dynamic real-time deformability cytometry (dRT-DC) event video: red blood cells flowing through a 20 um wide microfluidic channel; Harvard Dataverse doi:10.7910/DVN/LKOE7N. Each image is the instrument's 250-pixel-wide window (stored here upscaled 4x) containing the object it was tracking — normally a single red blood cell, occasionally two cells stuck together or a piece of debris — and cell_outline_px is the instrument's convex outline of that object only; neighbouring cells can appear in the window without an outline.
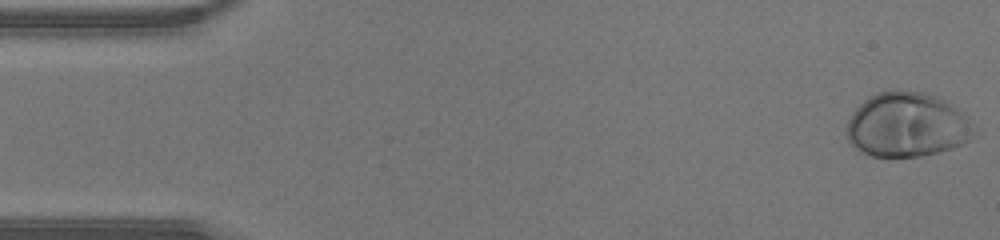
{"species": "human", "species_latin": "Homo sapiens", "temperature_condition": "warm", "stored_images_in_passage": 45, "camera_frame_rate_fps": 3000, "um_per_image_px": 0.085, "donor": {"sex": "male"}, "frame": {"image": 1, "passage_image": 1, "time_ms": 0.0, "image_size_px": [1000, 240], "cell_outline_px": [[972, 136], [964, 144], [952, 148], [924, 156], [872, 156], [860, 152], [848, 140], [848, 120], [852, 112], [864, 100], [880, 92], [924, 92], [936, 96], [944, 100], [968, 116]], "centroid_in_image_um": [77.08, 10.64], "position_along_channel_um": 7.9, "area_um2": 47.05}}
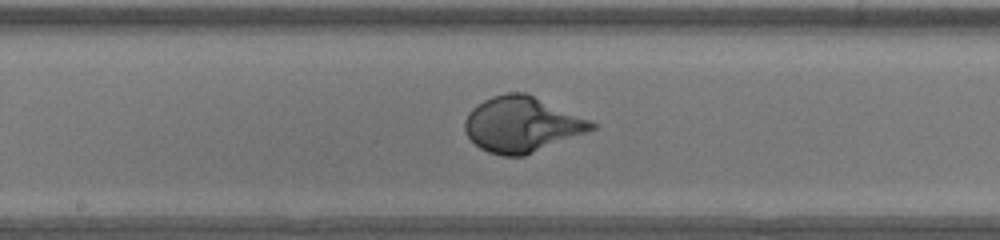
{"frame": {"image": 2, "passage_image": 23, "time_ms": 7.333, "image_size_px": [1000, 240], "cell_outline_px": [[596, 128], [524, 156], [504, 156], [488, 152], [480, 148], [468, 136], [464, 128], [464, 120], [468, 112], [476, 104], [492, 96], [508, 92], [528, 92], [588, 120], [596, 124]], "centroid_in_image_um": [44.31, 10.56], "position_along_channel_um": 203.9, "area_um2": 40.69}}
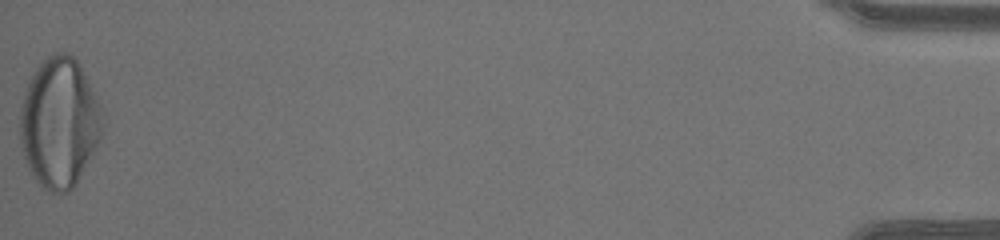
{"frame": {"image": 3, "passage_image": 45, "time_ms": 14.667, "image_size_px": [1000, 240], "cell_outline_px": [[104, 124], [100, 136], [76, 184], [68, 192], [48, 192], [36, 180], [28, 168], [20, 144], [20, 108], [28, 84], [36, 68], [52, 52], [68, 52], [76, 56], [80, 64], [96, 100]], "centroid_in_image_um": [5.01, 10.42], "position_along_channel_um": 430.2, "area_um2": 61.61}}